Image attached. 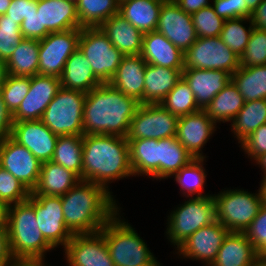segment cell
Wrapping results in <instances>:
<instances>
[{
	"instance_id": "4fadbf2b",
	"label": "cell",
	"mask_w": 266,
	"mask_h": 266,
	"mask_svg": "<svg viewBox=\"0 0 266 266\" xmlns=\"http://www.w3.org/2000/svg\"><path fill=\"white\" fill-rule=\"evenodd\" d=\"M81 28L50 32L39 40V74L60 78L67 59L78 48Z\"/></svg>"
},
{
	"instance_id": "f6af8a7d",
	"label": "cell",
	"mask_w": 266,
	"mask_h": 266,
	"mask_svg": "<svg viewBox=\"0 0 266 266\" xmlns=\"http://www.w3.org/2000/svg\"><path fill=\"white\" fill-rule=\"evenodd\" d=\"M266 65V31L253 28L249 42L240 56V66Z\"/></svg>"
},
{
	"instance_id": "ba28073f",
	"label": "cell",
	"mask_w": 266,
	"mask_h": 266,
	"mask_svg": "<svg viewBox=\"0 0 266 266\" xmlns=\"http://www.w3.org/2000/svg\"><path fill=\"white\" fill-rule=\"evenodd\" d=\"M85 99L86 93L61 87L40 120L57 136H83Z\"/></svg>"
},
{
	"instance_id": "d6a6232c",
	"label": "cell",
	"mask_w": 266,
	"mask_h": 266,
	"mask_svg": "<svg viewBox=\"0 0 266 266\" xmlns=\"http://www.w3.org/2000/svg\"><path fill=\"white\" fill-rule=\"evenodd\" d=\"M244 104L243 96L230 81L203 110L215 123H231Z\"/></svg>"
},
{
	"instance_id": "5b68a950",
	"label": "cell",
	"mask_w": 266,
	"mask_h": 266,
	"mask_svg": "<svg viewBox=\"0 0 266 266\" xmlns=\"http://www.w3.org/2000/svg\"><path fill=\"white\" fill-rule=\"evenodd\" d=\"M119 214L118 210L99 231L105 238L114 266H162L135 228Z\"/></svg>"
},
{
	"instance_id": "44dd1931",
	"label": "cell",
	"mask_w": 266,
	"mask_h": 266,
	"mask_svg": "<svg viewBox=\"0 0 266 266\" xmlns=\"http://www.w3.org/2000/svg\"><path fill=\"white\" fill-rule=\"evenodd\" d=\"M40 12L41 39L50 32H63L80 28L76 3L67 0H37Z\"/></svg>"
},
{
	"instance_id": "bcb514c9",
	"label": "cell",
	"mask_w": 266,
	"mask_h": 266,
	"mask_svg": "<svg viewBox=\"0 0 266 266\" xmlns=\"http://www.w3.org/2000/svg\"><path fill=\"white\" fill-rule=\"evenodd\" d=\"M31 191L4 169H0V202L13 205L28 200Z\"/></svg>"
},
{
	"instance_id": "30bf717a",
	"label": "cell",
	"mask_w": 266,
	"mask_h": 266,
	"mask_svg": "<svg viewBox=\"0 0 266 266\" xmlns=\"http://www.w3.org/2000/svg\"><path fill=\"white\" fill-rule=\"evenodd\" d=\"M240 67V57L220 37L197 38L184 52V68L224 70L231 75Z\"/></svg>"
},
{
	"instance_id": "680465c9",
	"label": "cell",
	"mask_w": 266,
	"mask_h": 266,
	"mask_svg": "<svg viewBox=\"0 0 266 266\" xmlns=\"http://www.w3.org/2000/svg\"><path fill=\"white\" fill-rule=\"evenodd\" d=\"M8 205L0 202V231H7Z\"/></svg>"
},
{
	"instance_id": "03108f58",
	"label": "cell",
	"mask_w": 266,
	"mask_h": 266,
	"mask_svg": "<svg viewBox=\"0 0 266 266\" xmlns=\"http://www.w3.org/2000/svg\"><path fill=\"white\" fill-rule=\"evenodd\" d=\"M19 266H46V265H19ZM50 266V265H47Z\"/></svg>"
},
{
	"instance_id": "6da1fadb",
	"label": "cell",
	"mask_w": 266,
	"mask_h": 266,
	"mask_svg": "<svg viewBox=\"0 0 266 266\" xmlns=\"http://www.w3.org/2000/svg\"><path fill=\"white\" fill-rule=\"evenodd\" d=\"M140 103L133 97L102 83L86 94L83 109L84 135L127 137L130 122Z\"/></svg>"
},
{
	"instance_id": "7402d4cb",
	"label": "cell",
	"mask_w": 266,
	"mask_h": 266,
	"mask_svg": "<svg viewBox=\"0 0 266 266\" xmlns=\"http://www.w3.org/2000/svg\"><path fill=\"white\" fill-rule=\"evenodd\" d=\"M182 78L192 90L198 106L204 109L231 81V74L224 70L184 68Z\"/></svg>"
},
{
	"instance_id": "7bdbcfd3",
	"label": "cell",
	"mask_w": 266,
	"mask_h": 266,
	"mask_svg": "<svg viewBox=\"0 0 266 266\" xmlns=\"http://www.w3.org/2000/svg\"><path fill=\"white\" fill-rule=\"evenodd\" d=\"M198 38L219 37L224 21L212 7H204L191 15Z\"/></svg>"
},
{
	"instance_id": "3957f363",
	"label": "cell",
	"mask_w": 266,
	"mask_h": 266,
	"mask_svg": "<svg viewBox=\"0 0 266 266\" xmlns=\"http://www.w3.org/2000/svg\"><path fill=\"white\" fill-rule=\"evenodd\" d=\"M82 180L103 186L111 194L109 183L134 176L126 137L83 135Z\"/></svg>"
},
{
	"instance_id": "f546056e",
	"label": "cell",
	"mask_w": 266,
	"mask_h": 266,
	"mask_svg": "<svg viewBox=\"0 0 266 266\" xmlns=\"http://www.w3.org/2000/svg\"><path fill=\"white\" fill-rule=\"evenodd\" d=\"M165 0H127L119 3V14L142 34L155 31Z\"/></svg>"
},
{
	"instance_id": "cb8c5ba5",
	"label": "cell",
	"mask_w": 266,
	"mask_h": 266,
	"mask_svg": "<svg viewBox=\"0 0 266 266\" xmlns=\"http://www.w3.org/2000/svg\"><path fill=\"white\" fill-rule=\"evenodd\" d=\"M146 65L141 55L124 56L109 83L126 96L140 102L144 98Z\"/></svg>"
},
{
	"instance_id": "ffe728a7",
	"label": "cell",
	"mask_w": 266,
	"mask_h": 266,
	"mask_svg": "<svg viewBox=\"0 0 266 266\" xmlns=\"http://www.w3.org/2000/svg\"><path fill=\"white\" fill-rule=\"evenodd\" d=\"M216 123L203 109L179 117L176 138L193 158H206L202 148L216 131Z\"/></svg>"
},
{
	"instance_id": "8fae6325",
	"label": "cell",
	"mask_w": 266,
	"mask_h": 266,
	"mask_svg": "<svg viewBox=\"0 0 266 266\" xmlns=\"http://www.w3.org/2000/svg\"><path fill=\"white\" fill-rule=\"evenodd\" d=\"M179 117L159 104H140L130 122L127 140L176 137Z\"/></svg>"
},
{
	"instance_id": "277c9868",
	"label": "cell",
	"mask_w": 266,
	"mask_h": 266,
	"mask_svg": "<svg viewBox=\"0 0 266 266\" xmlns=\"http://www.w3.org/2000/svg\"><path fill=\"white\" fill-rule=\"evenodd\" d=\"M7 232L10 253L18 265H46L45 254L54 248L39 229L34 207L27 200L9 205Z\"/></svg>"
},
{
	"instance_id": "b9f144b4",
	"label": "cell",
	"mask_w": 266,
	"mask_h": 266,
	"mask_svg": "<svg viewBox=\"0 0 266 266\" xmlns=\"http://www.w3.org/2000/svg\"><path fill=\"white\" fill-rule=\"evenodd\" d=\"M31 77L7 75L0 89L7 110L13 114L29 92Z\"/></svg>"
},
{
	"instance_id": "4316f807",
	"label": "cell",
	"mask_w": 266,
	"mask_h": 266,
	"mask_svg": "<svg viewBox=\"0 0 266 266\" xmlns=\"http://www.w3.org/2000/svg\"><path fill=\"white\" fill-rule=\"evenodd\" d=\"M61 87L88 93L102 83L95 77L90 62L77 48L67 59L60 76Z\"/></svg>"
},
{
	"instance_id": "f35d334b",
	"label": "cell",
	"mask_w": 266,
	"mask_h": 266,
	"mask_svg": "<svg viewBox=\"0 0 266 266\" xmlns=\"http://www.w3.org/2000/svg\"><path fill=\"white\" fill-rule=\"evenodd\" d=\"M204 160L205 158H194L173 175L181 188L180 191L186 198L194 197L193 195L195 197L209 196V194H202L207 175L203 167Z\"/></svg>"
},
{
	"instance_id": "83f0119b",
	"label": "cell",
	"mask_w": 266,
	"mask_h": 266,
	"mask_svg": "<svg viewBox=\"0 0 266 266\" xmlns=\"http://www.w3.org/2000/svg\"><path fill=\"white\" fill-rule=\"evenodd\" d=\"M79 181L81 179L72 171L62 165L48 161L41 164L39 180L31 194L61 196Z\"/></svg>"
},
{
	"instance_id": "9f6ffc18",
	"label": "cell",
	"mask_w": 266,
	"mask_h": 266,
	"mask_svg": "<svg viewBox=\"0 0 266 266\" xmlns=\"http://www.w3.org/2000/svg\"><path fill=\"white\" fill-rule=\"evenodd\" d=\"M174 2L187 14H194L204 7L211 5L209 0H174Z\"/></svg>"
},
{
	"instance_id": "f5cc1de1",
	"label": "cell",
	"mask_w": 266,
	"mask_h": 266,
	"mask_svg": "<svg viewBox=\"0 0 266 266\" xmlns=\"http://www.w3.org/2000/svg\"><path fill=\"white\" fill-rule=\"evenodd\" d=\"M12 124V114L7 110L0 93V143L11 136Z\"/></svg>"
},
{
	"instance_id": "be15d7a7",
	"label": "cell",
	"mask_w": 266,
	"mask_h": 266,
	"mask_svg": "<svg viewBox=\"0 0 266 266\" xmlns=\"http://www.w3.org/2000/svg\"><path fill=\"white\" fill-rule=\"evenodd\" d=\"M12 0H0V15H4L7 12Z\"/></svg>"
},
{
	"instance_id": "11a10c76",
	"label": "cell",
	"mask_w": 266,
	"mask_h": 266,
	"mask_svg": "<svg viewBox=\"0 0 266 266\" xmlns=\"http://www.w3.org/2000/svg\"><path fill=\"white\" fill-rule=\"evenodd\" d=\"M253 28L266 31V0H263L250 17Z\"/></svg>"
},
{
	"instance_id": "816d5d0a",
	"label": "cell",
	"mask_w": 266,
	"mask_h": 266,
	"mask_svg": "<svg viewBox=\"0 0 266 266\" xmlns=\"http://www.w3.org/2000/svg\"><path fill=\"white\" fill-rule=\"evenodd\" d=\"M20 29L24 38L41 40L40 12L34 10L32 14L22 21Z\"/></svg>"
},
{
	"instance_id": "e575fe53",
	"label": "cell",
	"mask_w": 266,
	"mask_h": 266,
	"mask_svg": "<svg viewBox=\"0 0 266 266\" xmlns=\"http://www.w3.org/2000/svg\"><path fill=\"white\" fill-rule=\"evenodd\" d=\"M231 81L245 102L266 99V65L240 66L231 75Z\"/></svg>"
},
{
	"instance_id": "9c48e42d",
	"label": "cell",
	"mask_w": 266,
	"mask_h": 266,
	"mask_svg": "<svg viewBox=\"0 0 266 266\" xmlns=\"http://www.w3.org/2000/svg\"><path fill=\"white\" fill-rule=\"evenodd\" d=\"M78 48L90 62L95 77L101 83L111 81L124 57L100 27L81 28Z\"/></svg>"
},
{
	"instance_id": "d6986e66",
	"label": "cell",
	"mask_w": 266,
	"mask_h": 266,
	"mask_svg": "<svg viewBox=\"0 0 266 266\" xmlns=\"http://www.w3.org/2000/svg\"><path fill=\"white\" fill-rule=\"evenodd\" d=\"M11 137L25 146L41 163L51 161L59 136L41 120L13 122Z\"/></svg>"
},
{
	"instance_id": "52a82bcc",
	"label": "cell",
	"mask_w": 266,
	"mask_h": 266,
	"mask_svg": "<svg viewBox=\"0 0 266 266\" xmlns=\"http://www.w3.org/2000/svg\"><path fill=\"white\" fill-rule=\"evenodd\" d=\"M257 191L227 189L213 195L216 220L230 232L244 233L264 203L260 190Z\"/></svg>"
},
{
	"instance_id": "db71d44e",
	"label": "cell",
	"mask_w": 266,
	"mask_h": 266,
	"mask_svg": "<svg viewBox=\"0 0 266 266\" xmlns=\"http://www.w3.org/2000/svg\"><path fill=\"white\" fill-rule=\"evenodd\" d=\"M0 266H19L11 256L7 231H0Z\"/></svg>"
},
{
	"instance_id": "7c38bea8",
	"label": "cell",
	"mask_w": 266,
	"mask_h": 266,
	"mask_svg": "<svg viewBox=\"0 0 266 266\" xmlns=\"http://www.w3.org/2000/svg\"><path fill=\"white\" fill-rule=\"evenodd\" d=\"M27 201L34 207L37 225L46 241L53 248H65L73 234L65 224L61 197L30 194Z\"/></svg>"
},
{
	"instance_id": "e0dca14e",
	"label": "cell",
	"mask_w": 266,
	"mask_h": 266,
	"mask_svg": "<svg viewBox=\"0 0 266 266\" xmlns=\"http://www.w3.org/2000/svg\"><path fill=\"white\" fill-rule=\"evenodd\" d=\"M64 252L69 266H114L105 238L100 232L73 234Z\"/></svg>"
},
{
	"instance_id": "7a4b0ae2",
	"label": "cell",
	"mask_w": 266,
	"mask_h": 266,
	"mask_svg": "<svg viewBox=\"0 0 266 266\" xmlns=\"http://www.w3.org/2000/svg\"><path fill=\"white\" fill-rule=\"evenodd\" d=\"M60 197L65 224L72 234L99 232L120 210L109 191L90 181H79Z\"/></svg>"
},
{
	"instance_id": "ab89813d",
	"label": "cell",
	"mask_w": 266,
	"mask_h": 266,
	"mask_svg": "<svg viewBox=\"0 0 266 266\" xmlns=\"http://www.w3.org/2000/svg\"><path fill=\"white\" fill-rule=\"evenodd\" d=\"M160 104L178 117L201 110L192 90L183 78L176 83Z\"/></svg>"
},
{
	"instance_id": "94428289",
	"label": "cell",
	"mask_w": 266,
	"mask_h": 266,
	"mask_svg": "<svg viewBox=\"0 0 266 266\" xmlns=\"http://www.w3.org/2000/svg\"><path fill=\"white\" fill-rule=\"evenodd\" d=\"M254 162L261 167L262 172L266 175V152L258 156Z\"/></svg>"
},
{
	"instance_id": "8992f818",
	"label": "cell",
	"mask_w": 266,
	"mask_h": 266,
	"mask_svg": "<svg viewBox=\"0 0 266 266\" xmlns=\"http://www.w3.org/2000/svg\"><path fill=\"white\" fill-rule=\"evenodd\" d=\"M179 205L168 216L166 229L167 239L176 249L199 228L216 221L213 194L207 197H190Z\"/></svg>"
},
{
	"instance_id": "f907efd6",
	"label": "cell",
	"mask_w": 266,
	"mask_h": 266,
	"mask_svg": "<svg viewBox=\"0 0 266 266\" xmlns=\"http://www.w3.org/2000/svg\"><path fill=\"white\" fill-rule=\"evenodd\" d=\"M37 10V0H12L6 15L15 23L21 25L22 21Z\"/></svg>"
},
{
	"instance_id": "a7ac6f4b",
	"label": "cell",
	"mask_w": 266,
	"mask_h": 266,
	"mask_svg": "<svg viewBox=\"0 0 266 266\" xmlns=\"http://www.w3.org/2000/svg\"><path fill=\"white\" fill-rule=\"evenodd\" d=\"M119 3L123 2V1H127V0H117Z\"/></svg>"
},
{
	"instance_id": "91938a15",
	"label": "cell",
	"mask_w": 266,
	"mask_h": 266,
	"mask_svg": "<svg viewBox=\"0 0 266 266\" xmlns=\"http://www.w3.org/2000/svg\"><path fill=\"white\" fill-rule=\"evenodd\" d=\"M7 75H8V72H7L6 61H3L0 59V89L3 86Z\"/></svg>"
},
{
	"instance_id": "d4e9b609",
	"label": "cell",
	"mask_w": 266,
	"mask_h": 266,
	"mask_svg": "<svg viewBox=\"0 0 266 266\" xmlns=\"http://www.w3.org/2000/svg\"><path fill=\"white\" fill-rule=\"evenodd\" d=\"M100 28L124 56L140 55L143 34L119 13L111 16Z\"/></svg>"
},
{
	"instance_id": "9a60e30c",
	"label": "cell",
	"mask_w": 266,
	"mask_h": 266,
	"mask_svg": "<svg viewBox=\"0 0 266 266\" xmlns=\"http://www.w3.org/2000/svg\"><path fill=\"white\" fill-rule=\"evenodd\" d=\"M230 233L217 220L207 226L199 228L190 235L178 248L177 254L181 258L201 260L205 266H211L217 257V253ZM203 265V266H204Z\"/></svg>"
},
{
	"instance_id": "60d3db41",
	"label": "cell",
	"mask_w": 266,
	"mask_h": 266,
	"mask_svg": "<svg viewBox=\"0 0 266 266\" xmlns=\"http://www.w3.org/2000/svg\"><path fill=\"white\" fill-rule=\"evenodd\" d=\"M246 22H249L247 29L243 25ZM252 30L253 24L250 18L229 19L224 21L219 37L229 49L240 57L249 42Z\"/></svg>"
},
{
	"instance_id": "e7e4bbea",
	"label": "cell",
	"mask_w": 266,
	"mask_h": 266,
	"mask_svg": "<svg viewBox=\"0 0 266 266\" xmlns=\"http://www.w3.org/2000/svg\"><path fill=\"white\" fill-rule=\"evenodd\" d=\"M250 266H266V256H259Z\"/></svg>"
},
{
	"instance_id": "836d02e7",
	"label": "cell",
	"mask_w": 266,
	"mask_h": 266,
	"mask_svg": "<svg viewBox=\"0 0 266 266\" xmlns=\"http://www.w3.org/2000/svg\"><path fill=\"white\" fill-rule=\"evenodd\" d=\"M7 72L15 77L39 74V40L23 38L6 61Z\"/></svg>"
},
{
	"instance_id": "484cf974",
	"label": "cell",
	"mask_w": 266,
	"mask_h": 266,
	"mask_svg": "<svg viewBox=\"0 0 266 266\" xmlns=\"http://www.w3.org/2000/svg\"><path fill=\"white\" fill-rule=\"evenodd\" d=\"M183 69H172L147 63L144 77V98L140 104H159L182 78Z\"/></svg>"
},
{
	"instance_id": "603a6c76",
	"label": "cell",
	"mask_w": 266,
	"mask_h": 266,
	"mask_svg": "<svg viewBox=\"0 0 266 266\" xmlns=\"http://www.w3.org/2000/svg\"><path fill=\"white\" fill-rule=\"evenodd\" d=\"M140 55L150 65L184 69V53L157 31L143 34Z\"/></svg>"
},
{
	"instance_id": "ac0fdd59",
	"label": "cell",
	"mask_w": 266,
	"mask_h": 266,
	"mask_svg": "<svg viewBox=\"0 0 266 266\" xmlns=\"http://www.w3.org/2000/svg\"><path fill=\"white\" fill-rule=\"evenodd\" d=\"M60 88L58 77L40 74L32 76L29 92L12 114V121L40 120Z\"/></svg>"
},
{
	"instance_id": "5bb4252c",
	"label": "cell",
	"mask_w": 266,
	"mask_h": 266,
	"mask_svg": "<svg viewBox=\"0 0 266 266\" xmlns=\"http://www.w3.org/2000/svg\"><path fill=\"white\" fill-rule=\"evenodd\" d=\"M0 163L30 191L37 186L42 163L11 136L0 143Z\"/></svg>"
},
{
	"instance_id": "8d00e7d4",
	"label": "cell",
	"mask_w": 266,
	"mask_h": 266,
	"mask_svg": "<svg viewBox=\"0 0 266 266\" xmlns=\"http://www.w3.org/2000/svg\"><path fill=\"white\" fill-rule=\"evenodd\" d=\"M82 148L83 136H59L51 161L72 171L82 180Z\"/></svg>"
},
{
	"instance_id": "003e7915",
	"label": "cell",
	"mask_w": 266,
	"mask_h": 266,
	"mask_svg": "<svg viewBox=\"0 0 266 266\" xmlns=\"http://www.w3.org/2000/svg\"><path fill=\"white\" fill-rule=\"evenodd\" d=\"M69 1L74 2V3H77L78 2V0H69Z\"/></svg>"
},
{
	"instance_id": "74e56055",
	"label": "cell",
	"mask_w": 266,
	"mask_h": 266,
	"mask_svg": "<svg viewBox=\"0 0 266 266\" xmlns=\"http://www.w3.org/2000/svg\"><path fill=\"white\" fill-rule=\"evenodd\" d=\"M76 7L80 28L100 27L111 16L119 13L117 0H78Z\"/></svg>"
},
{
	"instance_id": "d590c367",
	"label": "cell",
	"mask_w": 266,
	"mask_h": 266,
	"mask_svg": "<svg viewBox=\"0 0 266 266\" xmlns=\"http://www.w3.org/2000/svg\"><path fill=\"white\" fill-rule=\"evenodd\" d=\"M231 122V131L238 143H241L259 126L266 123V99L245 102Z\"/></svg>"
},
{
	"instance_id": "681fc988",
	"label": "cell",
	"mask_w": 266,
	"mask_h": 266,
	"mask_svg": "<svg viewBox=\"0 0 266 266\" xmlns=\"http://www.w3.org/2000/svg\"><path fill=\"white\" fill-rule=\"evenodd\" d=\"M214 12L223 20L243 18V0H212Z\"/></svg>"
},
{
	"instance_id": "2e32d148",
	"label": "cell",
	"mask_w": 266,
	"mask_h": 266,
	"mask_svg": "<svg viewBox=\"0 0 266 266\" xmlns=\"http://www.w3.org/2000/svg\"><path fill=\"white\" fill-rule=\"evenodd\" d=\"M155 31L163 34L183 53L198 38L191 15L182 10L174 0L163 2Z\"/></svg>"
},
{
	"instance_id": "1f68e13d",
	"label": "cell",
	"mask_w": 266,
	"mask_h": 266,
	"mask_svg": "<svg viewBox=\"0 0 266 266\" xmlns=\"http://www.w3.org/2000/svg\"><path fill=\"white\" fill-rule=\"evenodd\" d=\"M194 158L176 137L158 140V180L172 177Z\"/></svg>"
},
{
	"instance_id": "6125c7cd",
	"label": "cell",
	"mask_w": 266,
	"mask_h": 266,
	"mask_svg": "<svg viewBox=\"0 0 266 266\" xmlns=\"http://www.w3.org/2000/svg\"><path fill=\"white\" fill-rule=\"evenodd\" d=\"M264 204H266V175H263L261 186L259 188Z\"/></svg>"
},
{
	"instance_id": "c3c4849f",
	"label": "cell",
	"mask_w": 266,
	"mask_h": 266,
	"mask_svg": "<svg viewBox=\"0 0 266 266\" xmlns=\"http://www.w3.org/2000/svg\"><path fill=\"white\" fill-rule=\"evenodd\" d=\"M244 152L253 161L266 152V123L259 126L240 143Z\"/></svg>"
},
{
	"instance_id": "f1b7e54d",
	"label": "cell",
	"mask_w": 266,
	"mask_h": 266,
	"mask_svg": "<svg viewBox=\"0 0 266 266\" xmlns=\"http://www.w3.org/2000/svg\"><path fill=\"white\" fill-rule=\"evenodd\" d=\"M258 257L244 233L230 232L211 266H250Z\"/></svg>"
},
{
	"instance_id": "4dcf8cb0",
	"label": "cell",
	"mask_w": 266,
	"mask_h": 266,
	"mask_svg": "<svg viewBox=\"0 0 266 266\" xmlns=\"http://www.w3.org/2000/svg\"><path fill=\"white\" fill-rule=\"evenodd\" d=\"M130 164L134 176L146 175L158 181V140H128Z\"/></svg>"
},
{
	"instance_id": "7dc6e473",
	"label": "cell",
	"mask_w": 266,
	"mask_h": 266,
	"mask_svg": "<svg viewBox=\"0 0 266 266\" xmlns=\"http://www.w3.org/2000/svg\"><path fill=\"white\" fill-rule=\"evenodd\" d=\"M244 234L252 243L257 254L266 256V204L263 203Z\"/></svg>"
},
{
	"instance_id": "6f0895ef",
	"label": "cell",
	"mask_w": 266,
	"mask_h": 266,
	"mask_svg": "<svg viewBox=\"0 0 266 266\" xmlns=\"http://www.w3.org/2000/svg\"><path fill=\"white\" fill-rule=\"evenodd\" d=\"M263 0H243V18H250L252 12Z\"/></svg>"
},
{
	"instance_id": "ee69618b",
	"label": "cell",
	"mask_w": 266,
	"mask_h": 266,
	"mask_svg": "<svg viewBox=\"0 0 266 266\" xmlns=\"http://www.w3.org/2000/svg\"><path fill=\"white\" fill-rule=\"evenodd\" d=\"M19 24L6 14L0 15V59L7 61L24 38Z\"/></svg>"
}]
</instances>
